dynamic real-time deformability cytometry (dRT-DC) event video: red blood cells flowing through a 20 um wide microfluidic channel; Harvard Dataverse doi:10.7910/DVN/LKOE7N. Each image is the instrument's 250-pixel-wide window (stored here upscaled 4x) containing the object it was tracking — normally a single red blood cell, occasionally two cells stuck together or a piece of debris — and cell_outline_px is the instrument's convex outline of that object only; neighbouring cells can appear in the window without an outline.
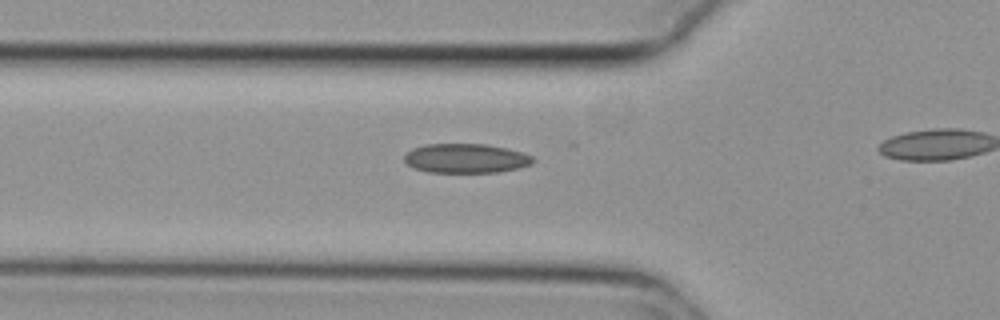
{"species": "common noctule bat (a hibernating species)", "species_latin": "Nyctalus noctula", "temperature_condition": "cold", "stored_images_in_passage": 19, "camera_frame_rate_fps": 3000, "um_per_image_px": 0.085, "animal": {"sex": "female", "body_mass_g": 29.2, "forearm_length_mm": 56.3}, "frame": {"image": 1, "passage_image": 14, "time_ms": 4.333, "image_size_px": [1000, 320], "cell_outline_px": [[536, 160], [532, 164], [500, 172], [428, 172], [416, 168], [408, 164], [404, 160], [404, 156], [412, 148], [424, 144], [484, 144], [508, 148], [524, 152], [532, 156]], "centroid_in_image_um": [39.63, 13.45], "position_along_channel_um": 86.2, "area_um2": 22.02}}